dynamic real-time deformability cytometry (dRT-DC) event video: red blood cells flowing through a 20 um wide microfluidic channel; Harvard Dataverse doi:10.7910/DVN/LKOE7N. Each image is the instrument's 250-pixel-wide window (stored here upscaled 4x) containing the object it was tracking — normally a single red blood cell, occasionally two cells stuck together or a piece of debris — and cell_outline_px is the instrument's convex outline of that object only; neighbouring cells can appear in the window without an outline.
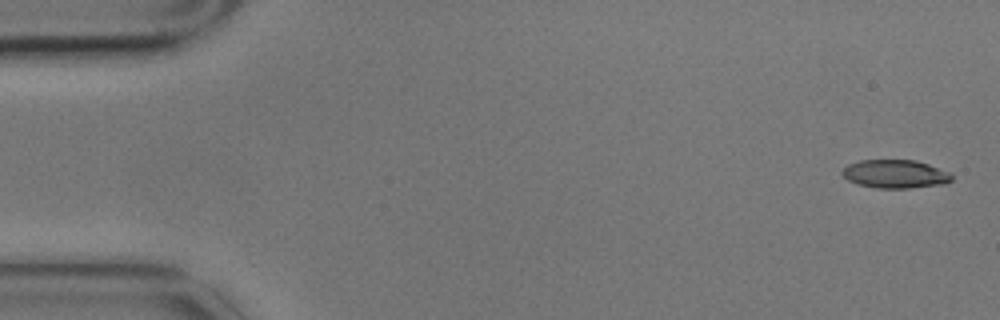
{"species": "common noctule bat (a hibernating species)", "species_latin": "Nyctalus noctula", "temperature_condition": "cold", "stored_images_in_passage": 5, "camera_frame_rate_fps": 3000, "um_per_image_px": 0.085, "animal": {"sex": "male", "body_mass_g": 17.9}, "frame": {"image": 1, "passage_image": 1, "time_ms": 0.0, "image_size_px": [1000, 320], "cell_outline_px": [[952, 180], [944, 184], [908, 188], [876, 188], [856, 184], [848, 180], [840, 172], [848, 164], [860, 160], [916, 160], [952, 172]], "centroid_in_image_um": [76.1, 14.79], "position_along_channel_um": 8.9, "area_um2": 18.26}}
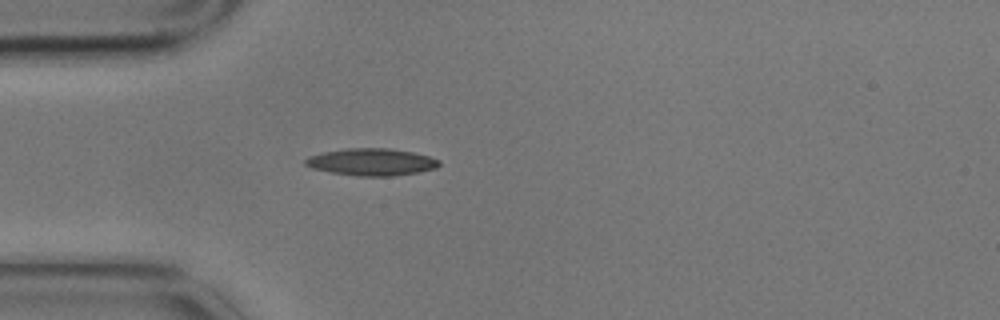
{"frame": {"image": 2, "passage_image": 5, "time_ms": 1.333, "image_size_px": [1000, 320], "cell_outline_px": [[440, 164], [436, 168], [420, 172], [392, 176], [356, 176], [332, 172], [312, 168], [304, 164], [304, 160], [308, 156], [324, 152], [348, 148], [388, 148], [412, 152], [428, 156], [440, 160]], "centroid_in_image_um": [31.59, 13.77], "position_along_channel_um": 53.4, "area_um2": 21.1}}